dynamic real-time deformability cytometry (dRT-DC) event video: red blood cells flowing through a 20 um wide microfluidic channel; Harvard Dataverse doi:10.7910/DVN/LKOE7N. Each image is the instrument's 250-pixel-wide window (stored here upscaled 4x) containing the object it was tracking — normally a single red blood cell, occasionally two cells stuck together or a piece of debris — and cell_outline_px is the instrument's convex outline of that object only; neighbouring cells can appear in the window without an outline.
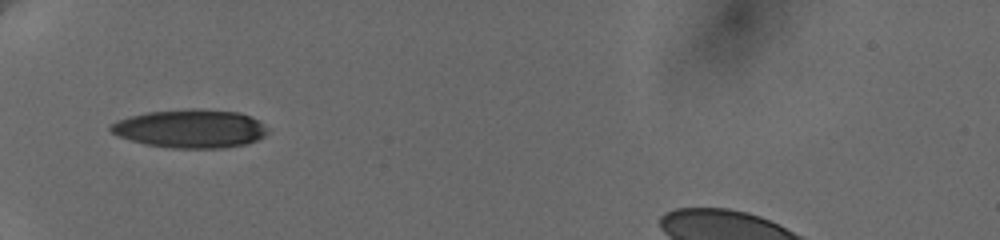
{"species": "human", "species_latin": "Homo sapiens", "temperature_condition": "cold", "stored_images_in_passage": 7, "camera_frame_rate_fps": 3000, "um_per_image_px": 0.085, "donor": {"sex": "female"}, "frame": {"image": 1, "passage_image": 4, "time_ms": 4.0, "image_size_px": [1000, 240], "cell_outline_px": [[268, 132], [264, 136], [256, 140], [244, 144], [220, 148], [172, 148], [144, 144], [120, 136], [112, 132], [108, 128], [112, 124], [120, 120], [132, 116], [148, 112], [188, 108], [196, 108], [240, 112], [256, 120], [268, 128]], "centroid_in_image_um": [16.2, 10.93], "position_along_channel_um": 68.8, "area_um2": 34.85}}
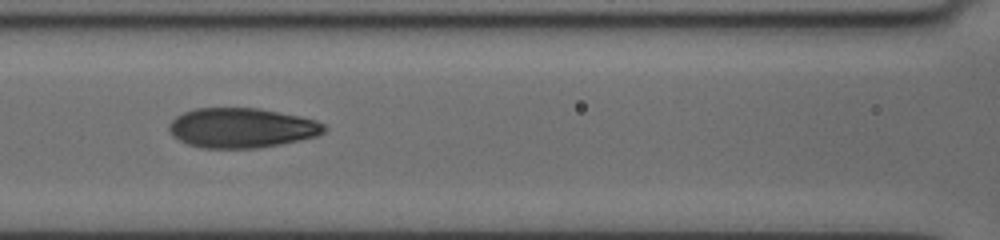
{"frame": {"image": 2, "passage_image": 6, "time_ms": 6.333, "image_size_px": [1000, 240], "cell_outline_px": [[328, 128], [324, 132], [316, 136], [280, 144], [260, 148], [200, 148], [188, 144], [172, 136], [168, 128], [168, 124], [176, 116], [184, 112], [196, 108], [260, 108], [300, 116], [316, 120], [324, 124]], "centroid_in_image_um": [20.53, 10.87], "position_along_channel_um": 146.1, "area_um2": 36.13}}
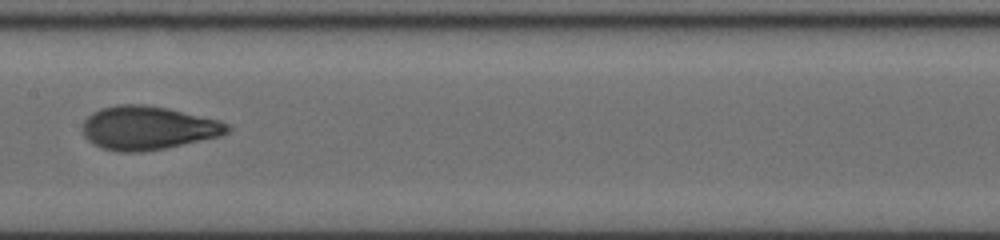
{"frame": {"image": 3, "passage_image": 7, "time_ms": 7.667, "image_size_px": [1000, 240], "cell_outline_px": [[232, 128], [228, 132], [220, 136], [164, 148], [140, 152], [120, 152], [100, 148], [88, 140], [84, 136], [84, 120], [92, 112], [100, 108], [116, 104], [144, 104], [168, 108], [220, 120], [228, 124]], "centroid_in_image_um": [12.57, 10.86], "position_along_channel_um": 194.8, "area_um2": 36.82}}